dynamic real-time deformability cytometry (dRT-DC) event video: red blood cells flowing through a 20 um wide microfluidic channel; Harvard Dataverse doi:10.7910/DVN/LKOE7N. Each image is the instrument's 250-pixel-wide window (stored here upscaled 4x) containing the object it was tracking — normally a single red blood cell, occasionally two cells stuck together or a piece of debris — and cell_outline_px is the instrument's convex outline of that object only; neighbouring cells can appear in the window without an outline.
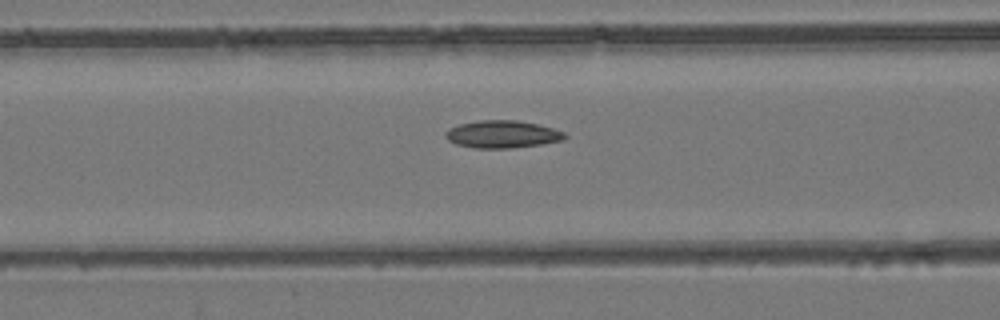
{"species": "common noctule bat (a hibernating species)", "species_latin": "Nyctalus noctula", "temperature_condition": "room temperature", "stored_images_in_passage": 55, "camera_frame_rate_fps": 3000, "um_per_image_px": 0.085, "animal": {"sex": "female", "body_mass_g": 24.6, "forearm_length_mm": 56.2}, "frame": {"image": 1, "passage_image": 23, "time_ms": 7.333, "image_size_px": [1000, 320], "cell_outline_px": [[568, 136], [564, 140], [544, 144], [512, 148], [476, 148], [456, 144], [448, 140], [444, 136], [444, 132], [448, 128], [460, 124], [480, 120], [516, 120], [536, 124], [552, 128], [564, 132]], "centroid_in_image_um": [42.69, 11.42], "position_along_channel_um": 123.9, "area_um2": 19.19}}
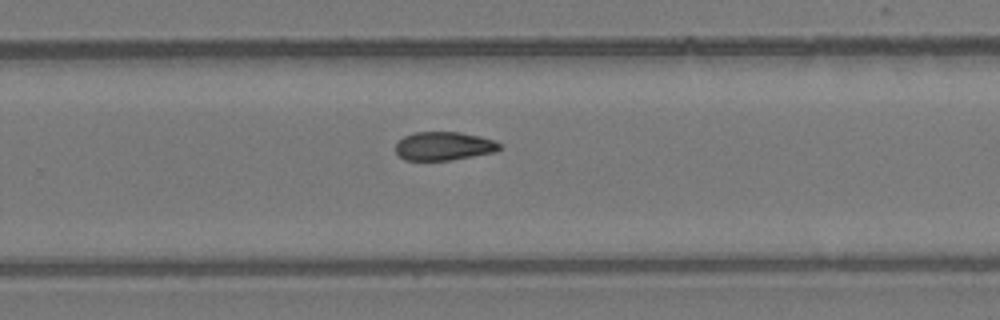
{"frame": {"image": 2, "passage_image": 36, "time_ms": 11.667, "image_size_px": [1000, 320], "cell_outline_px": [[500, 148], [496, 152], [448, 160], [404, 160], [396, 152], [396, 144], [404, 136], [416, 132], [460, 132], [480, 136], [496, 140], [500, 144]], "centroid_in_image_um": [37.74, 12.41], "position_along_channel_um": 292.1, "area_um2": 17.22}}
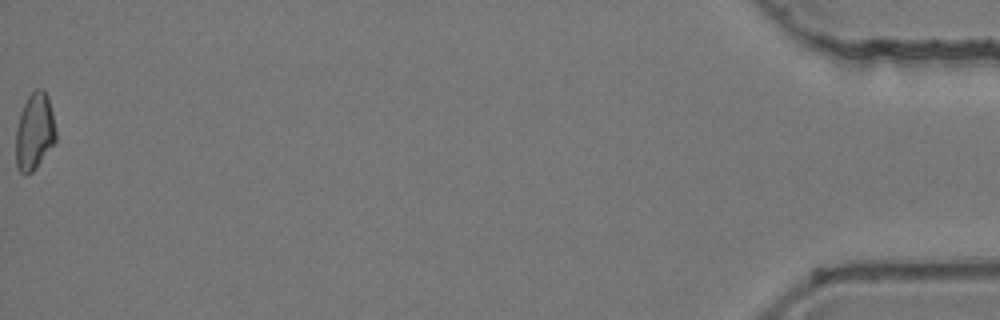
{"frame": {"image": 3, "passage_image": 55, "time_ms": 18.0, "image_size_px": [1000, 320], "cell_outline_px": [[56, 140], [36, 168], [32, 172], [24, 176], [16, 168], [16, 128], [20, 112], [28, 96], [36, 88], [44, 88], [48, 96], [52, 112], [56, 132]], "centroid_in_image_um": [2.92, 11.19], "position_along_channel_um": 432.3, "area_um2": 18.09}}